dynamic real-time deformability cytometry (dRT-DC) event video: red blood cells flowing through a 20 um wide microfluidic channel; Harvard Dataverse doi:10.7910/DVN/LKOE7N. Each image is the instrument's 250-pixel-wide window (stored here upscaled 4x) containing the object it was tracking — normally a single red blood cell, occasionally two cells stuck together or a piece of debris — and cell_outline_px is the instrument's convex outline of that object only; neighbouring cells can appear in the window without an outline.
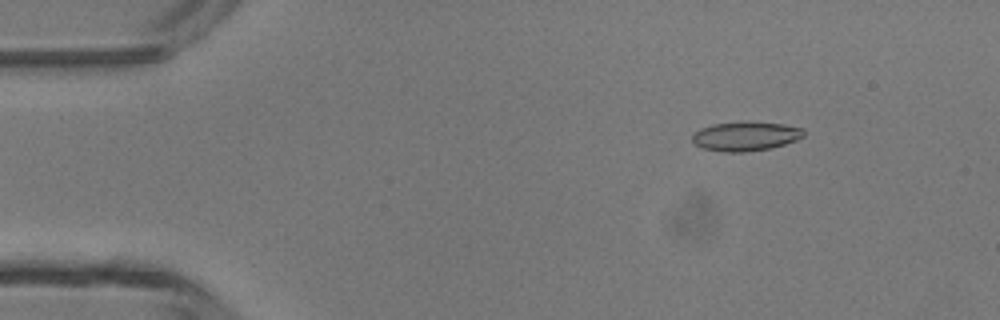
{"species": "common noctule bat (a hibernating species)", "species_latin": "Nyctalus noctula", "temperature_condition": "room temperature", "stored_images_in_passage": 48, "camera_frame_rate_fps": 3000, "um_per_image_px": 0.085, "animal": {"sex": "male", "body_mass_g": 13.3}, "frame": {"image": 1, "passage_image": 7, "time_ms": 2.0, "image_size_px": [1000, 320], "cell_outline_px": [[804, 136], [796, 140], [784, 144], [768, 148], [744, 152], [724, 152], [700, 148], [692, 140], [692, 136], [700, 128], [712, 124], [784, 124], [804, 128]], "centroid_in_image_um": [63.36, 11.62], "position_along_channel_um": 21.6, "area_um2": 18.21}}
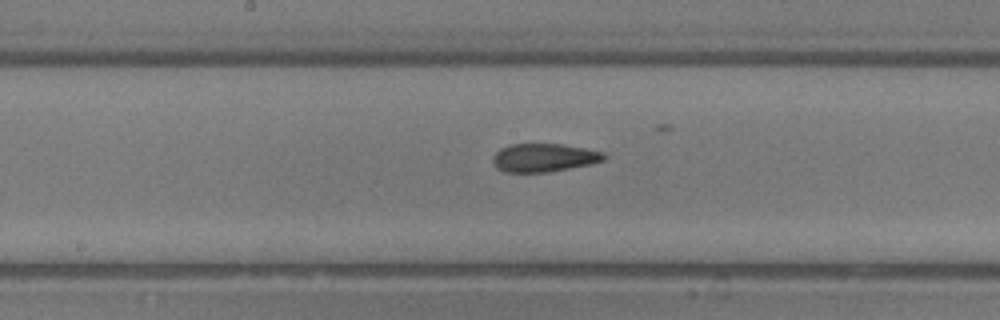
{"frame": {"image": 2, "passage_image": 25, "time_ms": 8.0, "image_size_px": [1000, 320], "cell_outline_px": [[608, 156], [604, 160], [588, 164], [548, 172], [504, 172], [496, 168], [492, 160], [492, 156], [500, 148], [512, 144], [560, 144], [584, 148], [604, 152]], "centroid_in_image_um": [46.2, 13.4], "position_along_channel_um": 202.0, "area_um2": 18.26}}
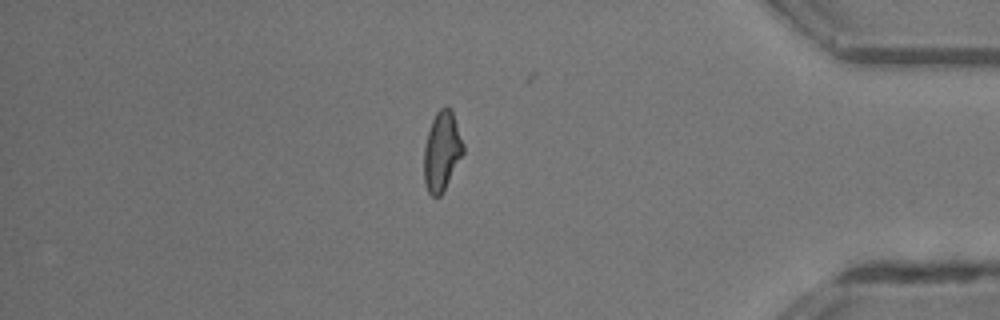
{"frame": {"image": 3, "passage_image": 41, "time_ms": 13.333, "image_size_px": [1000, 320], "cell_outline_px": [[464, 152], [440, 196], [432, 196], [428, 192], [424, 184], [424, 148], [428, 132], [432, 120], [436, 112], [444, 104], [448, 104], [452, 108], [464, 144]], "centroid_in_image_um": [37.56, 12.79], "position_along_channel_um": 397.6, "area_um2": 18.26}}